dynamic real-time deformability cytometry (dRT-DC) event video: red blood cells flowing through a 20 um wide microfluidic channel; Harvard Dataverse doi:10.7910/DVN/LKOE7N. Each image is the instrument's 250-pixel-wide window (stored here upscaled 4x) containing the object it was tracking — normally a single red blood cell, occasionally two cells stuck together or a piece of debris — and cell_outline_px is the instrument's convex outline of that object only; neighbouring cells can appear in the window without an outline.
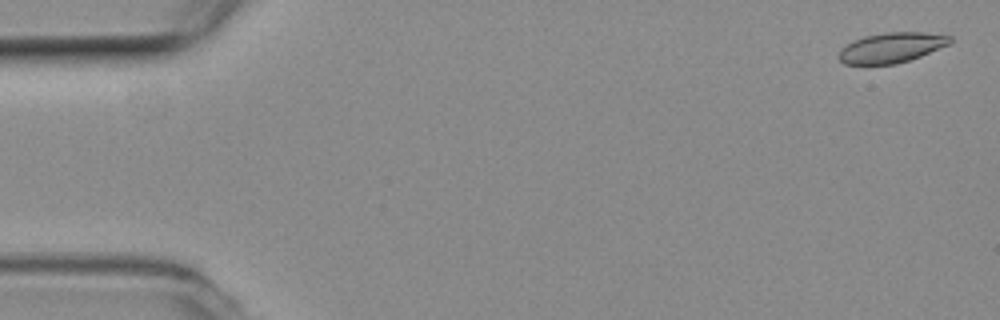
{"species": "common noctule bat (a hibernating species)", "species_latin": "Nyctalus noctula", "temperature_condition": "room temperature", "stored_images_in_passage": 53, "camera_frame_rate_fps": 3000, "um_per_image_px": 0.085, "animal": {"sex": "female", "body_mass_g": 19.3, "forearm_length_mm": 54.1}, "frame": {"image": 1, "passage_image": 2, "time_ms": 0.333, "image_size_px": [1000, 320], "cell_outline_px": [[952, 40], [948, 44], [920, 56], [896, 64], [844, 64], [840, 60], [840, 48], [852, 40], [864, 36], [888, 32], [924, 32], [952, 36]], "centroid_in_image_um": [75.75, 4.04], "position_along_channel_um": 9.2, "area_um2": 19.36}}
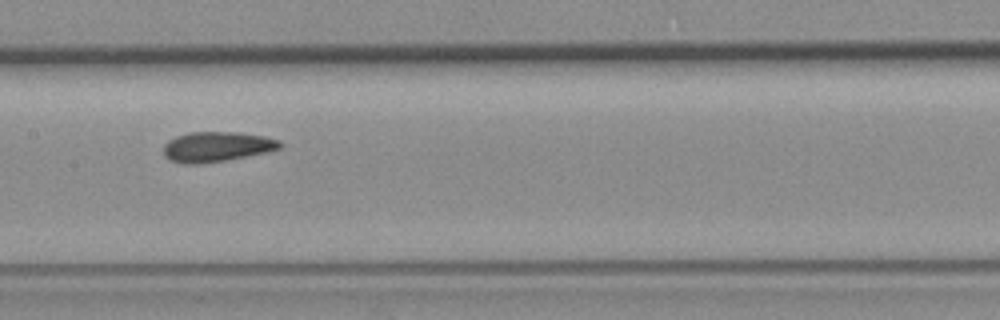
{"frame": {"image": 2, "passage_image": 27, "time_ms": 8.667, "image_size_px": [1000, 320], "cell_outline_px": [[284, 144], [280, 148], [268, 152], [228, 160], [196, 164], [184, 164], [168, 160], [164, 156], [164, 144], [168, 140], [176, 136], [188, 132], [236, 132], [264, 136], [280, 140]], "centroid_in_image_um": [18.42, 12.47], "position_along_channel_um": 189.0, "area_um2": 20.63}}
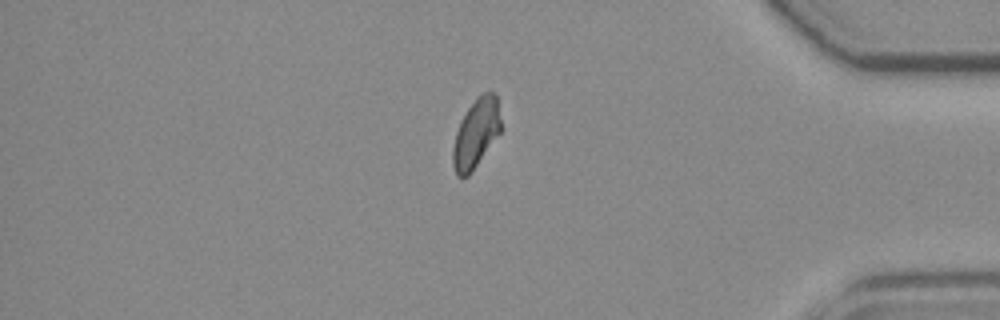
{"frame": {"image": 3, "passage_image": 46, "time_ms": 15.0, "image_size_px": [1000, 320], "cell_outline_px": [[500, 132], [472, 172], [468, 176], [456, 176], [452, 164], [452, 148], [456, 132], [460, 120], [476, 96], [484, 92], [492, 92], [496, 96], [500, 120]], "centroid_in_image_um": [40.42, 11.35], "position_along_channel_um": 394.8, "area_um2": 19.19}}